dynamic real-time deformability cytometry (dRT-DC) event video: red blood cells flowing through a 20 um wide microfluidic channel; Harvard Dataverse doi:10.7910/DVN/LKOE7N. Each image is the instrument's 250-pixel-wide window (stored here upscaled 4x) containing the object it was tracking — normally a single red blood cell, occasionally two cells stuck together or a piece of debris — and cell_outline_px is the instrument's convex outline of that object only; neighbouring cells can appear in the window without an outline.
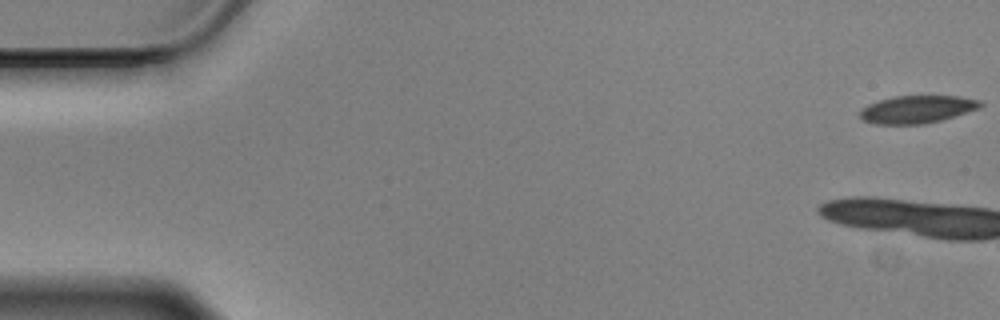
{"species": "Egyptian fruit bat (a non-hibernating species)", "species_latin": "Rousettus aegyptiacus", "temperature_condition": "cold", "stored_images_in_passage": 8, "camera_frame_rate_fps": 3000, "um_per_image_px": 0.085, "animal": {"sex": "male"}, "frame": {"image": 1, "passage_image": 1, "time_ms": 0.0, "image_size_px": [1000, 320], "cell_outline_px": [[984, 104], [980, 108], [956, 116], [924, 124], [876, 124], [860, 120], [860, 108], [868, 104], [892, 96], [960, 96], [980, 100]], "centroid_in_image_um": [77.95, 9.29], "position_along_channel_um": 7.1, "area_um2": 19.59}}